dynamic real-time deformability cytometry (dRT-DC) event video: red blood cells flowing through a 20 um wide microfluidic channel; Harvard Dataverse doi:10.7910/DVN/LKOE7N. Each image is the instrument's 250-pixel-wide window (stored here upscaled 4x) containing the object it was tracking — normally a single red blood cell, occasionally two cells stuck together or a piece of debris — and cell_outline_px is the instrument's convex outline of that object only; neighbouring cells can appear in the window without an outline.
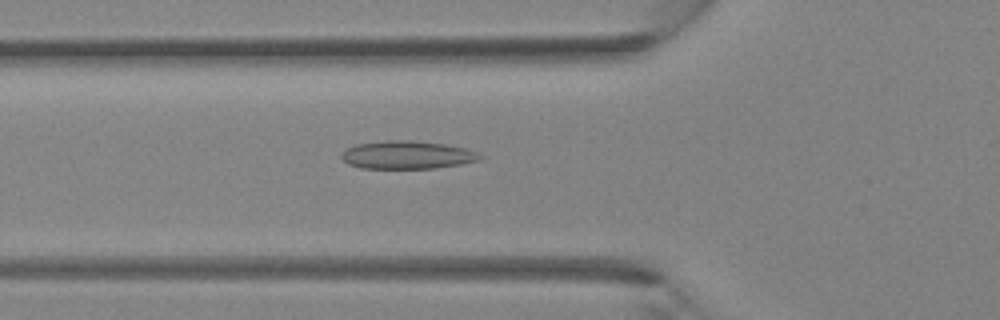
{"species": "Egyptian fruit bat (a non-hibernating species)", "species_latin": "Rousettus aegyptiacus", "temperature_condition": "room temperature", "stored_images_in_passage": 30, "camera_frame_rate_fps": 3000, "um_per_image_px": 0.085, "animal": {"sex": "female"}, "frame": {"image": 1, "passage_image": 5, "time_ms": 1.333, "image_size_px": [1000, 320], "cell_outline_px": [[484, 156], [480, 160], [460, 164], [436, 168], [360, 168], [348, 164], [340, 156], [348, 148], [356, 144], [388, 140], [412, 140], [444, 144], [464, 148], [480, 152]], "centroid_in_image_um": [34.65, 13.17], "position_along_channel_um": 91.2, "area_um2": 22.6}}
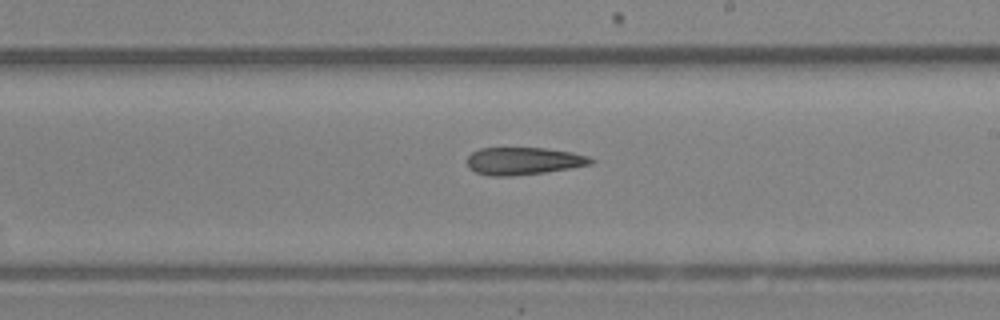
{"frame": {"image": 2, "passage_image": 14, "time_ms": 4.333, "image_size_px": [1000, 320], "cell_outline_px": [[596, 160], [592, 164], [544, 172], [512, 176], [488, 176], [476, 172], [468, 168], [468, 156], [472, 152], [480, 148], [544, 148], [572, 152], [588, 156]], "centroid_in_image_um": [44.49, 13.68], "position_along_channel_um": 244.5, "area_um2": 19.77}}
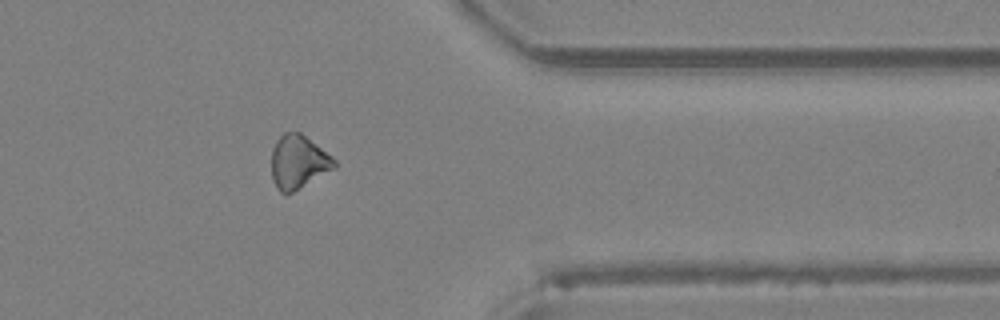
{"frame": {"image": 3, "passage_image": 23, "time_ms": 7.333, "image_size_px": [1000, 320], "cell_outline_px": [[336, 168], [292, 192], [280, 192], [276, 188], [272, 180], [272, 148], [276, 140], [284, 132], [300, 132], [332, 156], [336, 160]], "centroid_in_image_um": [25.35, 13.76], "position_along_channel_um": 386.0, "area_um2": 19.54}}